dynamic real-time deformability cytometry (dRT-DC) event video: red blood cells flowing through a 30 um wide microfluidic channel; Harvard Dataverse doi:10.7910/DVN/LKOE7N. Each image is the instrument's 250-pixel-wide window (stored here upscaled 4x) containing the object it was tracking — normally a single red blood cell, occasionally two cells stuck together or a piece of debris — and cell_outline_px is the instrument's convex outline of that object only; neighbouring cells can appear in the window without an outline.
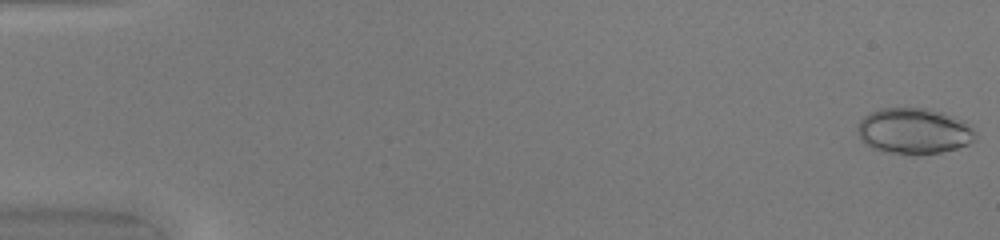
{"species": "common noctule bat (a hibernating species)", "species_latin": "Nyctalus noctula", "temperature_condition": "warm", "stored_images_in_passage": 49, "camera_frame_rate_fps": 3000, "um_per_image_px": 0.085, "animal": {"sex": "female", "body_mass_g": 20.0, "forearm_length_mm": 54.0}, "frame": {"image": 1, "passage_image": 1, "time_ms": 0.0, "image_size_px": [1000, 240], "cell_outline_px": [[976, 140], [968, 144], [956, 148], [940, 152], [916, 156], [912, 156], [884, 152], [872, 148], [864, 144], [860, 140], [856, 128], [860, 120], [864, 116], [880, 108], [924, 108], [944, 112], [956, 116], [972, 124], [976, 132]], "centroid_in_image_um": [77.7, 11.15], "position_along_channel_um": 7.3, "area_um2": 32.37}}